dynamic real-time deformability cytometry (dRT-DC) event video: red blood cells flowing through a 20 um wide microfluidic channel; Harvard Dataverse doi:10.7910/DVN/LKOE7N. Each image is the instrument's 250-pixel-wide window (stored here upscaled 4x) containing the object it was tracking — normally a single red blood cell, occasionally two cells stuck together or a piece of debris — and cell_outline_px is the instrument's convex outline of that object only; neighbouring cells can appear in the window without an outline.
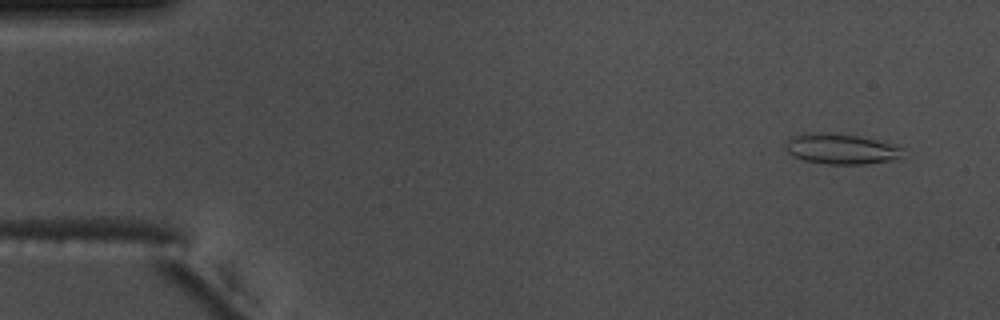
{"species": "common noctule bat (a hibernating species)", "species_latin": "Nyctalus noctula", "temperature_condition": "warm", "stored_images_in_passage": 54, "camera_frame_rate_fps": 3000, "um_per_image_px": 0.085, "animal": {"sex": "male", "body_mass_g": 17.5, "forearm_length_mm": 52.3}, "frame": {"image": 1, "passage_image": 3, "time_ms": 0.667, "image_size_px": [1000, 320], "cell_outline_px": [[904, 160], [864, 164], [828, 164], [804, 160], [792, 156], [784, 148], [784, 144], [792, 136], [816, 132], [828, 132], [860, 136], [876, 140], [900, 148]], "centroid_in_image_um": [71.49, 12.67], "position_along_channel_um": 13.5, "area_um2": 20.92}}
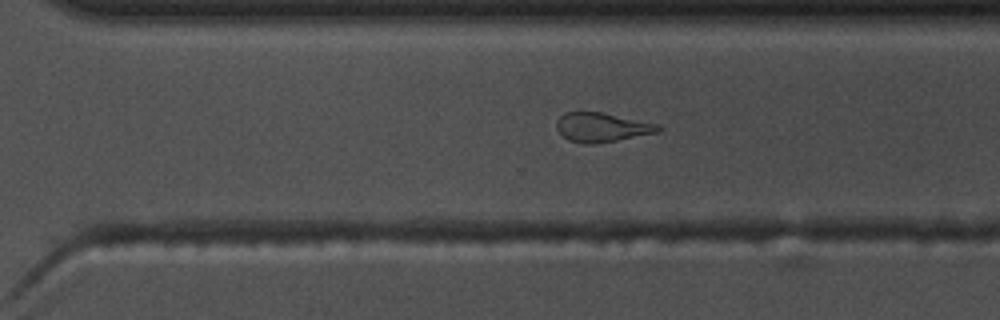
{"frame": {"image": 2, "passage_image": 37, "time_ms": 12.0, "image_size_px": [1000, 320], "cell_outline_px": [[664, 128], [660, 132], [596, 144], [584, 144], [568, 140], [556, 128], [556, 120], [564, 112], [600, 112], [660, 124]], "centroid_in_image_um": [51.18, 10.82], "position_along_channel_um": 319.4, "area_um2": 17.46}}
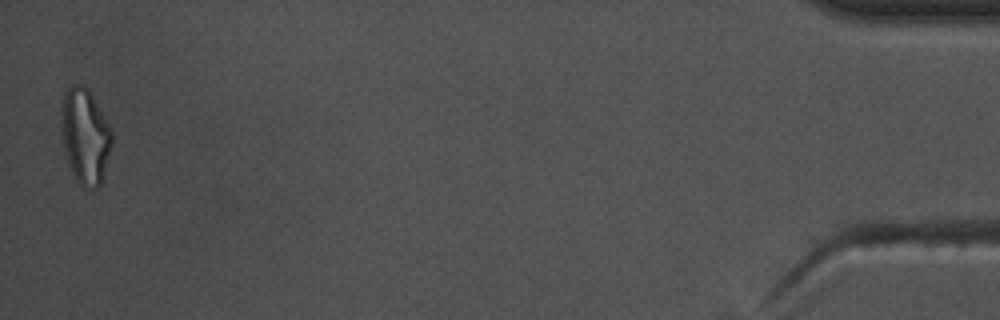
{"frame": {"image": 3, "passage_image": 53, "time_ms": 17.333, "image_size_px": [1000, 320], "cell_outline_px": [[112, 144], [100, 184], [96, 188], [84, 188], [76, 180], [68, 160], [64, 148], [60, 120], [60, 112], [64, 92], [72, 84], [80, 84], [88, 88], [108, 124], [112, 132]], "centroid_in_image_um": [7.21, 11.54], "position_along_channel_um": 428.0, "area_um2": 27.8}, "authors_computed_cell_mechanics": {"area_um2": 18.7272, "velocity_mm_per_s": 3.7689, "shape_relaxation_time_tau1_ms": null, "shape_relaxation_time_tau2_ms": 3.1083, "deformation_change_tau1": null, "deformation_change_tau2": 0.1305}}